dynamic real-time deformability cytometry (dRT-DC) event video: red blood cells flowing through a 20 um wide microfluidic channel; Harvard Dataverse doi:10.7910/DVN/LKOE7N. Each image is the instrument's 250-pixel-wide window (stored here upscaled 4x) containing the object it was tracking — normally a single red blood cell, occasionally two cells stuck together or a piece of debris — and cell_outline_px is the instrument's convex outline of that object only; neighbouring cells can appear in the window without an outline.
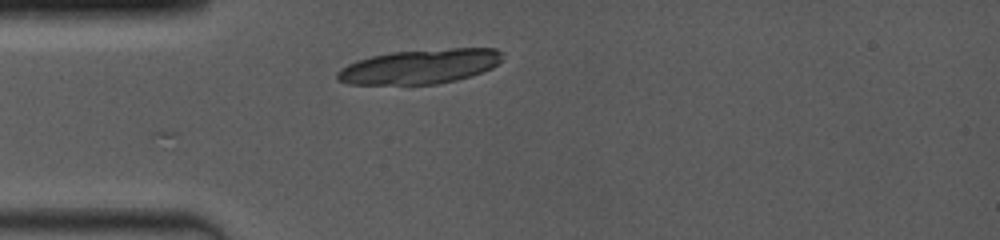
{"species": "common noctule bat (a hibernating species)", "species_latin": "Nyctalus noctula", "temperature_condition": "room temperature", "stored_images_in_passage": 3, "camera_frame_rate_fps": 4000, "um_per_image_px": 0.085, "animal": {"sex": "female", "body_mass_g": 19.0, "forearm_length_mm": 53.3}, "frame": {"image": 1, "passage_image": 3, "time_ms": 1.5, "image_size_px": [1000, 240], "cell_outline_px": [[504, 52], [500, 60], [492, 68], [456, 80], [436, 84], [348, 84], [336, 80], [336, 72], [340, 68], [356, 60], [372, 56], [392, 52], [452, 48], [496, 48]], "centroid_in_image_um": [35.66, 5.65], "position_along_channel_um": 49.3, "area_um2": 33.18}}